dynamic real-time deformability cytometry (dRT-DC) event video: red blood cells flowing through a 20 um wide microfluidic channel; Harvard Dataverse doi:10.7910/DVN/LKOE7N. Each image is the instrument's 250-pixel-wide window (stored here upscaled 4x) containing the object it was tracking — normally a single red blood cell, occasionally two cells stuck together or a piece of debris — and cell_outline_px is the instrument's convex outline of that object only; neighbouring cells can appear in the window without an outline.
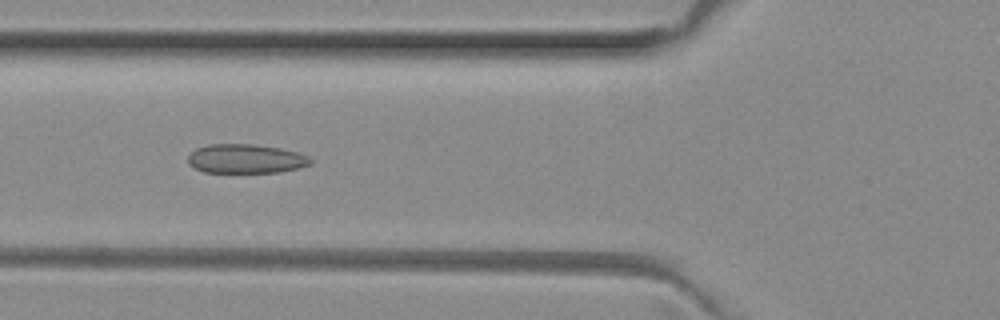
{"species": "common noctule bat (a hibernating species)", "species_latin": "Nyctalus noctula", "temperature_condition": "room temperature", "stored_images_in_passage": 38, "camera_frame_rate_fps": 3000, "um_per_image_px": 0.085, "animal": {"sex": "female", "body_mass_g": 29.2, "forearm_length_mm": 56.3}, "frame": {"image": 1, "passage_image": 6, "time_ms": 1.667, "image_size_px": [1000, 320], "cell_outline_px": [[312, 164], [280, 172], [204, 172], [188, 164], [188, 156], [196, 148], [208, 144], [252, 144], [280, 148], [296, 152], [308, 156], [312, 160]], "centroid_in_image_um": [20.88, 13.49], "position_along_channel_um": 104.9, "area_um2": 20.69}}
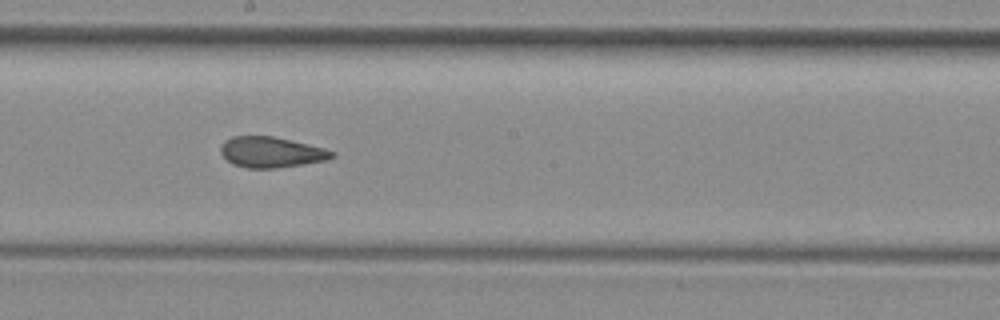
{"frame": {"image": 2, "passage_image": 15, "time_ms": 4.667, "image_size_px": [1000, 320], "cell_outline_px": [[336, 156], [328, 160], [304, 164], [276, 168], [248, 168], [232, 164], [220, 152], [220, 148], [224, 140], [232, 136], [272, 136], [308, 144], [324, 148], [336, 152]], "centroid_in_image_um": [23.07, 12.94], "position_along_channel_um": 225.1, "area_um2": 19.94}}
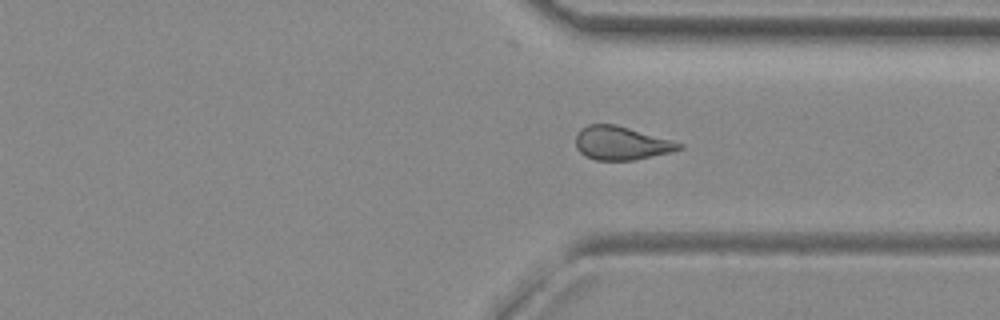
{"frame": {"image": 3, "passage_image": 25, "time_ms": 8.0, "image_size_px": [1000, 320], "cell_outline_px": [[684, 148], [672, 152], [636, 160], [596, 160], [584, 156], [576, 148], [576, 136], [580, 128], [588, 124], [616, 124], [672, 140], [684, 144]], "centroid_in_image_um": [52.82, 12.17], "position_along_channel_um": 358.6, "area_um2": 20.4}, "authors_computed_cell_mechanics": {"area_um2": 20.3167, "velocity_mm_per_s": 4.0014, "shape_relaxation_time_tau1_ms": null, "shape_relaxation_time_tau2_ms": 2.5384, "deformation_change_tau1": null, "deformation_change_tau2": 0.0933}}